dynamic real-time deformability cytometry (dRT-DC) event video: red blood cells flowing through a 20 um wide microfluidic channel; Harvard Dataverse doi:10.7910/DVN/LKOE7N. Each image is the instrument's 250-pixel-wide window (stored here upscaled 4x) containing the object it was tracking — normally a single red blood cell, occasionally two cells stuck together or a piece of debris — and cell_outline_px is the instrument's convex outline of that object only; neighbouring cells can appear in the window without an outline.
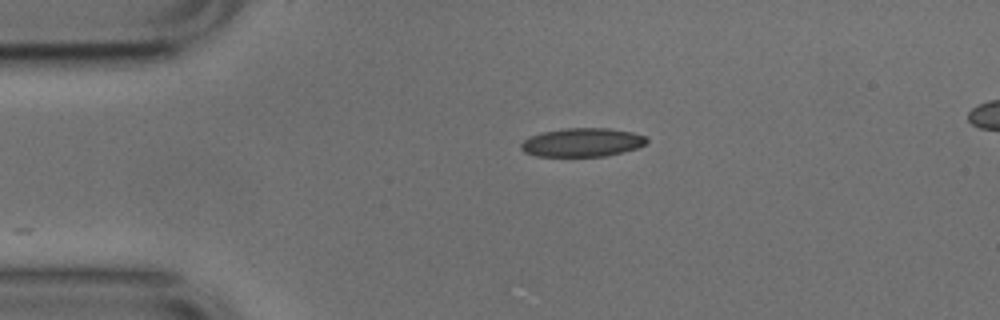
{"species": "common noctule bat (a hibernating species)", "species_latin": "Nyctalus noctula", "temperature_condition": "cold", "stored_images_in_passage": 21, "camera_frame_rate_fps": 3000, "um_per_image_px": 0.085, "animal": {"sex": "male", "body_mass_g": 17.9, "forearm_length_mm": 54.2}, "frame": {"image": 1, "passage_image": 1, "time_ms": 0.0, "image_size_px": [1000, 320], "cell_outline_px": [[648, 140], [644, 144], [636, 148], [604, 156], [536, 156], [524, 152], [520, 148], [520, 144], [528, 136], [544, 132], [568, 128], [608, 128], [632, 132], [644, 136]], "centroid_in_image_um": [49.44, 12.1], "position_along_channel_um": 35.6, "area_um2": 20.75}}
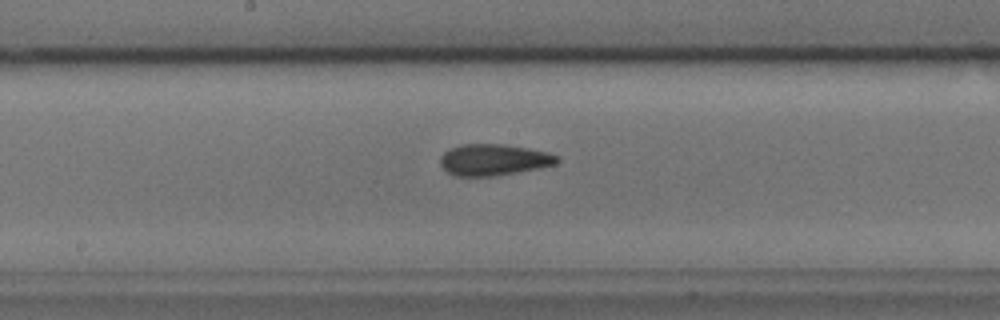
{"frame": {"image": 2, "passage_image": 17, "time_ms": 5.333, "image_size_px": [1000, 320], "cell_outline_px": [[560, 160], [556, 164], [496, 176], [456, 176], [448, 172], [440, 164], [440, 156], [448, 148], [460, 144], [504, 144], [528, 148], [548, 152], [560, 156]], "centroid_in_image_um": [41.95, 13.57], "position_along_channel_um": 206.2, "area_um2": 21.44}}